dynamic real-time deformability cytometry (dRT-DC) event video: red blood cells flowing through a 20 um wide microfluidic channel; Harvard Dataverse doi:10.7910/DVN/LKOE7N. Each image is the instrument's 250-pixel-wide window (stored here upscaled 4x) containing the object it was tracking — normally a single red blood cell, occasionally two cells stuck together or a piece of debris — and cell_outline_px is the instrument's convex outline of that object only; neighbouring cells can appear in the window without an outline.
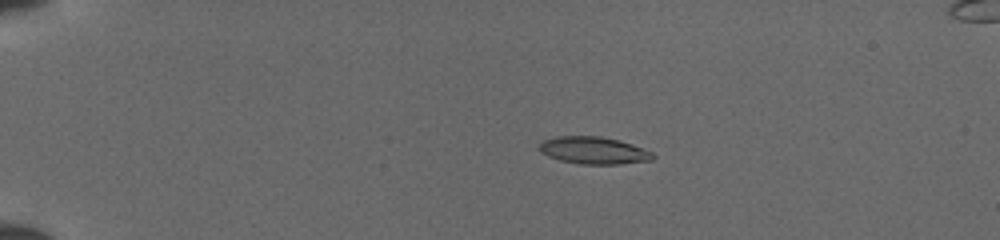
{"species": "common noctule bat (a hibernating species)", "species_latin": "Nyctalus noctula", "temperature_condition": "cold", "stored_images_in_passage": 45, "camera_frame_rate_fps": 3000, "um_per_image_px": 0.085, "animal": {"sex": "female", "body_mass_g": 19.5, "forearm_length_mm": 54.1}, "frame": {"image": 1, "passage_image": 11, "time_ms": 3.333, "image_size_px": [1000, 240], "cell_outline_px": [[656, 156], [652, 160], [620, 164], [580, 164], [560, 160], [548, 156], [540, 152], [536, 148], [544, 140], [556, 136], [600, 136], [620, 140], [632, 144], [652, 152]], "centroid_in_image_um": [50.45, 12.78], "position_along_channel_um": 34.6, "area_um2": 18.15}}
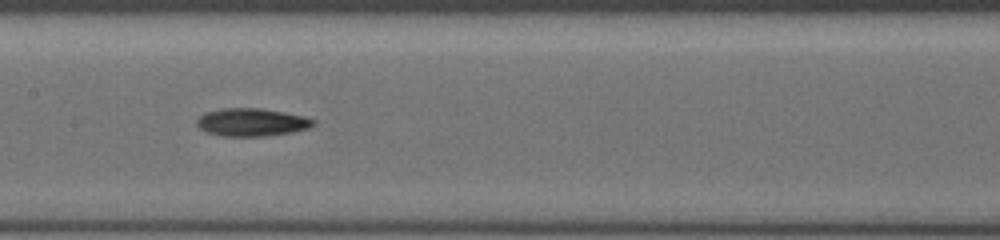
{"frame": {"image": 2, "passage_image": 27, "time_ms": 8.667, "image_size_px": [1000, 240], "cell_outline_px": [[316, 124], [308, 128], [292, 132], [268, 136], [220, 136], [204, 132], [196, 124], [196, 120], [204, 112], [220, 108], [260, 108], [284, 112], [304, 116], [316, 120]], "centroid_in_image_um": [21.37, 10.39], "position_along_channel_um": 186.0, "area_um2": 19.19}}
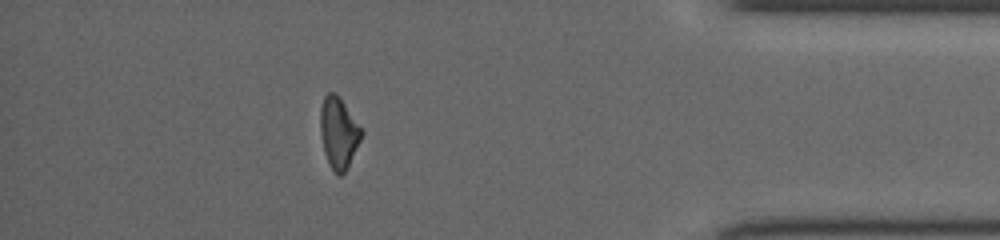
{"frame": {"image": 3, "passage_image": 41, "time_ms": 13.333, "image_size_px": [1000, 240], "cell_outline_px": [[364, 132], [344, 172], [340, 176], [336, 176], [328, 164], [324, 152], [320, 132], [320, 108], [324, 96], [328, 92], [332, 92], [344, 104]], "centroid_in_image_um": [28.75, 11.32], "position_along_channel_um": 406.5, "area_um2": 16.7}}